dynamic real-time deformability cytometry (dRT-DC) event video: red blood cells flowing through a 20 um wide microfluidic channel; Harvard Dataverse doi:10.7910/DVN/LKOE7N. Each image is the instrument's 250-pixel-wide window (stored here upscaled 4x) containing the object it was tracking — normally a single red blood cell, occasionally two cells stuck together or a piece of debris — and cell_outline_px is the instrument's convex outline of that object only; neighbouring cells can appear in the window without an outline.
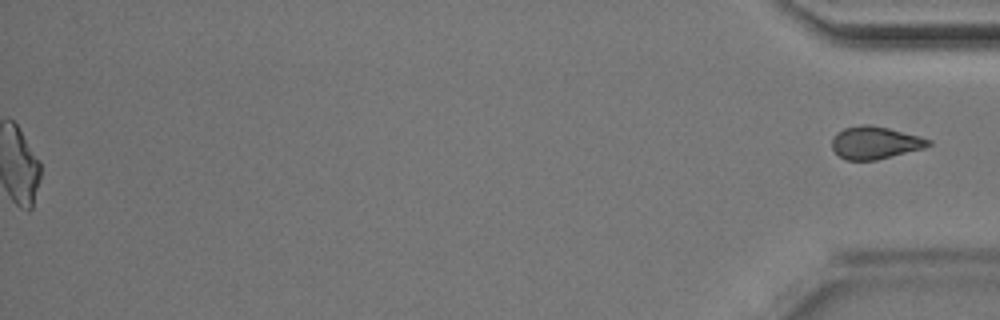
{"species": "Egyptian fruit bat (a non-hibernating species)", "species_latin": "Rousettus aegyptiacus", "temperature_condition": "room temperature", "stored_images_in_passage": 45, "segment_of_instrument_passage": [2, 2], "camera_frame_rate_fps": 3000, "um_per_image_px": 0.085, "animal": {"sex": "male"}, "frame": {"image": 1, "passage_image": 45, "time_ms": 14.667, "image_size_px": [1000, 320], "cell_outline_px": [[932, 144], [924, 148], [876, 160], [844, 160], [832, 148], [832, 136], [836, 132], [844, 128], [860, 124], [868, 124], [888, 128], [920, 136], [932, 140]], "centroid_in_image_um": [74.37, 12.12], "position_along_channel_um": 360.8, "area_um2": 18.38}}